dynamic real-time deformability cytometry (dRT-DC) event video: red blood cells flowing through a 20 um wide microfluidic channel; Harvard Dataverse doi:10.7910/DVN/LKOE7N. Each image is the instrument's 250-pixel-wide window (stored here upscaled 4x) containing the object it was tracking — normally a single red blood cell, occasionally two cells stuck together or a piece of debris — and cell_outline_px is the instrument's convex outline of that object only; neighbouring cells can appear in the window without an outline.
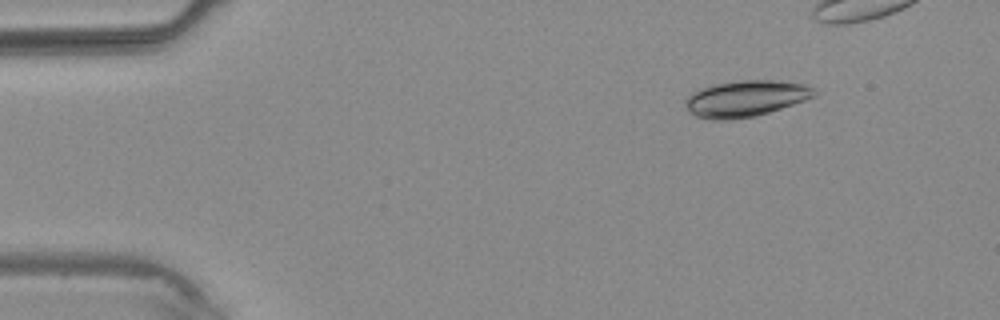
{"species": "common noctule bat (a hibernating species)", "species_latin": "Nyctalus noctula", "temperature_condition": "warm", "stored_images_in_passage": 3, "camera_frame_rate_fps": 3000, "um_per_image_px": 0.085, "animal": {"sex": "male", "body_mass_g": 20.4}, "frame": {"image": 1, "passage_image": 1, "time_ms": 0.0, "image_size_px": [1000, 320], "cell_outline_px": [[820, 92], [816, 96], [756, 116], [728, 120], [712, 120], [696, 116], [684, 104], [684, 100], [692, 92], [700, 88], [716, 84], [736, 80], [776, 80], [804, 84], [816, 88]], "centroid_in_image_um": [63.4, 8.36], "position_along_channel_um": 21.6, "area_um2": 27.28}}